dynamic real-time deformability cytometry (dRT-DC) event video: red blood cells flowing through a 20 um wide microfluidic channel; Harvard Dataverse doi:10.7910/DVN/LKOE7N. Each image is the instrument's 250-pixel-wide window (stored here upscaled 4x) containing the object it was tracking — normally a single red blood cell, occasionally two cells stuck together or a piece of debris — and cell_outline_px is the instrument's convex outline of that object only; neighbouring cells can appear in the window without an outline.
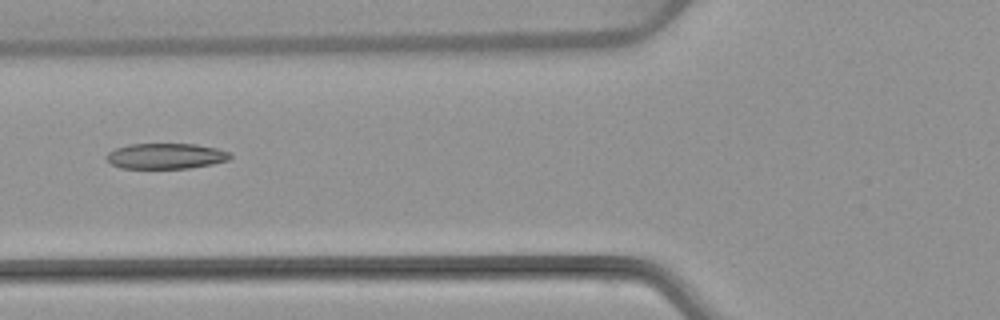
{"species": "common noctule bat (a hibernating species)", "species_latin": "Nyctalus noctula", "temperature_condition": "warm", "stored_images_in_passage": 5, "camera_frame_rate_fps": 3000, "um_per_image_px": 0.085, "animal": {"sex": "female", "body_mass_g": 22.7, "forearm_length_mm": 54.2}, "frame": {"image": 1, "passage_image": 5, "time_ms": 4.667, "image_size_px": [1000, 320], "cell_outline_px": [[232, 156], [228, 160], [212, 164], [188, 168], [120, 168], [112, 164], [108, 160], [108, 152], [116, 148], [128, 144], [196, 144], [216, 148], [232, 152]], "centroid_in_image_um": [14.13, 13.26], "position_along_channel_um": 111.7, "area_um2": 18.38}}